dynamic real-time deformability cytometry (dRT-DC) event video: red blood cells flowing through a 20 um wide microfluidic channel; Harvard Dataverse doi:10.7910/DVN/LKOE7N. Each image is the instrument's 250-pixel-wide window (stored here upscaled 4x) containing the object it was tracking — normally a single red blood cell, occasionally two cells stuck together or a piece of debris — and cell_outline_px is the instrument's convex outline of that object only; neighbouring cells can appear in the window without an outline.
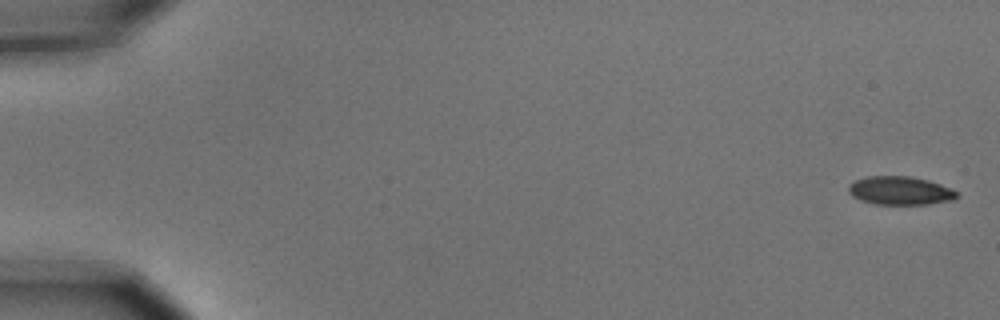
{"species": "common noctule bat (a hibernating species)", "species_latin": "Nyctalus noctula", "temperature_condition": "cold", "stored_images_in_passage": 7, "camera_frame_rate_fps": 3000, "um_per_image_px": 0.085, "animal": {"sex": "male", "body_mass_g": 15.6}, "frame": {"image": 1, "passage_image": 1, "time_ms": 0.0, "image_size_px": [1000, 320], "cell_outline_px": [[960, 196], [956, 200], [928, 204], [872, 204], [860, 200], [852, 196], [848, 192], [848, 184], [856, 180], [868, 176], [908, 176], [928, 180], [952, 188]], "centroid_in_image_um": [76.52, 16.21], "position_along_channel_um": 8.5, "area_um2": 18.15}}
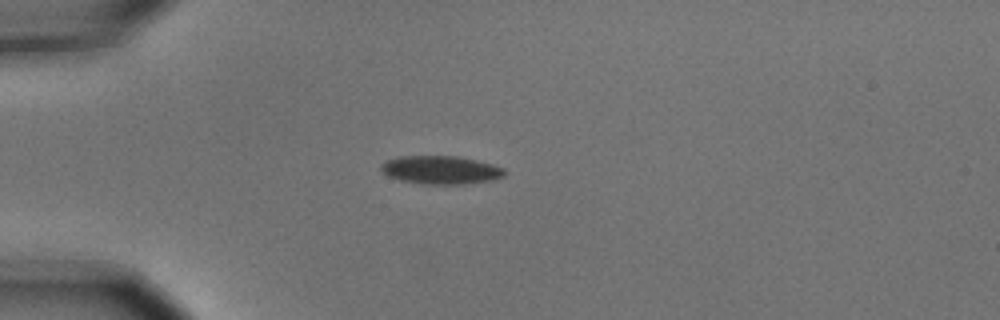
{"frame": {"image": 2, "passage_image": 5, "time_ms": 1.333, "image_size_px": [1000, 320], "cell_outline_px": [[508, 172], [504, 176], [492, 180], [464, 184], [420, 184], [400, 180], [388, 176], [380, 168], [380, 164], [388, 160], [400, 156], [460, 156], [492, 164], [504, 168]], "centroid_in_image_um": [37.49, 14.45], "position_along_channel_um": 47.5, "area_um2": 20.46}}
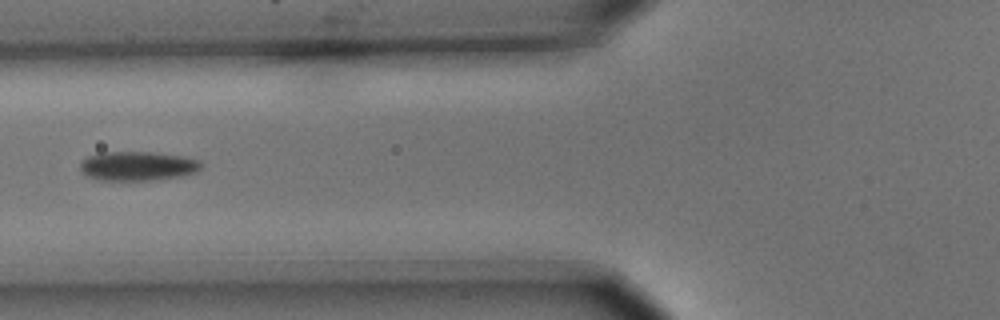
{"frame": {"image": 3, "passage_image": 7, "time_ms": 2.0, "image_size_px": [1000, 320], "cell_outline_px": [[200, 168], [196, 172], [180, 176], [152, 180], [96, 180], [88, 176], [80, 168], [80, 160], [88, 156], [100, 152], [152, 152], [184, 156], [200, 160]], "centroid_in_image_um": [11.67, 14.1], "position_along_channel_um": 114.1, "area_um2": 20.63}}